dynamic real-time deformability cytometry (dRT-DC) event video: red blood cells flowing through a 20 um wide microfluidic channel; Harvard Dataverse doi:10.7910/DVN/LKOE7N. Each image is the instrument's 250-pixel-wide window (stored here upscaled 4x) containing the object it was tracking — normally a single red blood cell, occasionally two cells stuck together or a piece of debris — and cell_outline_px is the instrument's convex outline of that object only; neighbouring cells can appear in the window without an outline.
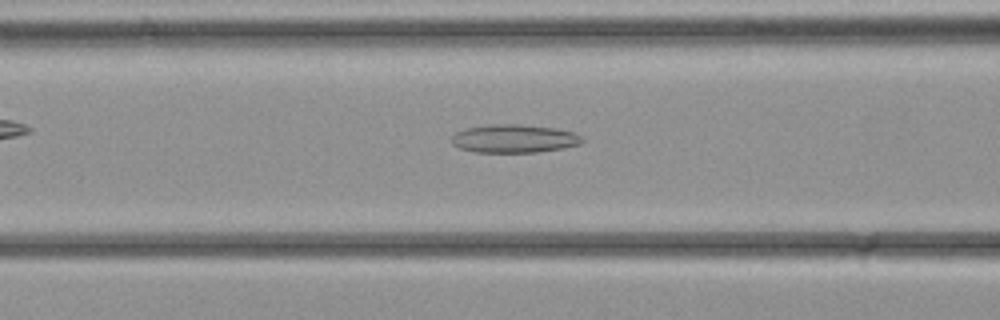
{"species": "common noctule bat (a hibernating species)", "species_latin": "Nyctalus noctula", "temperature_condition": "cold", "stored_images_in_passage": 34, "camera_frame_rate_fps": 3000, "um_per_image_px": 0.085, "animal": {"sex": "female", "body_mass_g": 21.9}, "frame": {"image": 1, "passage_image": 13, "time_ms": 4.0, "image_size_px": [1000, 320], "cell_outline_px": [[584, 140], [580, 144], [564, 148], [536, 152], [476, 152], [460, 148], [452, 144], [448, 140], [456, 132], [468, 128], [492, 124], [520, 124], [556, 128], [576, 132]], "centroid_in_image_um": [43.71, 11.78], "position_along_channel_um": 122.9, "area_um2": 21.62}}
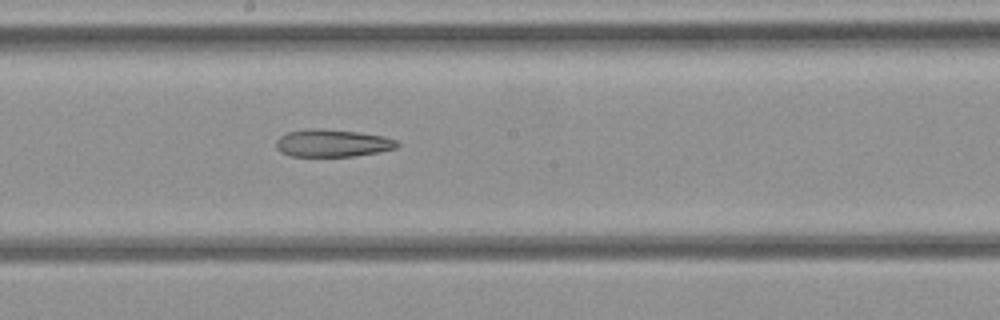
{"frame": {"image": 2, "passage_image": 18, "time_ms": 5.667, "image_size_px": [1000, 320], "cell_outline_px": [[400, 144], [396, 148], [380, 152], [352, 156], [288, 156], [280, 152], [276, 148], [276, 140], [280, 136], [288, 132], [308, 128], [324, 128], [356, 132], [384, 136], [396, 140]], "centroid_in_image_um": [28.23, 12.16], "position_along_channel_um": 220.0, "area_um2": 19.54}}
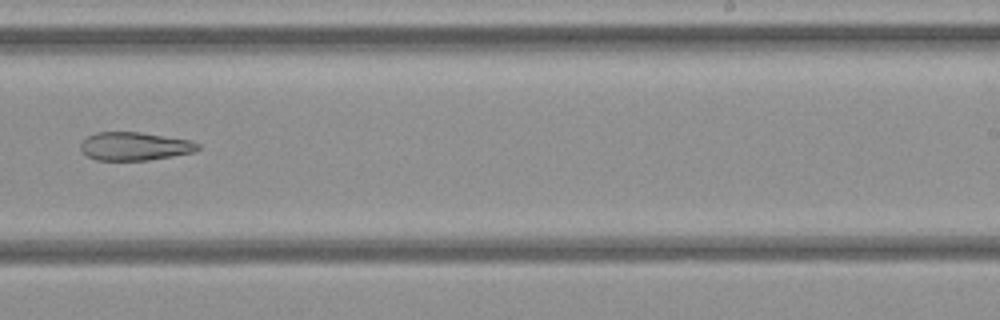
{"frame": {"image": 3, "passage_image": 21, "time_ms": 6.667, "image_size_px": [1000, 320], "cell_outline_px": [[200, 148], [196, 152], [148, 160], [96, 160], [88, 156], [80, 148], [80, 144], [88, 136], [96, 132], [140, 132], [192, 140], [200, 144]], "centroid_in_image_um": [11.49, 12.43], "position_along_channel_um": 277.5, "area_um2": 19.36}}